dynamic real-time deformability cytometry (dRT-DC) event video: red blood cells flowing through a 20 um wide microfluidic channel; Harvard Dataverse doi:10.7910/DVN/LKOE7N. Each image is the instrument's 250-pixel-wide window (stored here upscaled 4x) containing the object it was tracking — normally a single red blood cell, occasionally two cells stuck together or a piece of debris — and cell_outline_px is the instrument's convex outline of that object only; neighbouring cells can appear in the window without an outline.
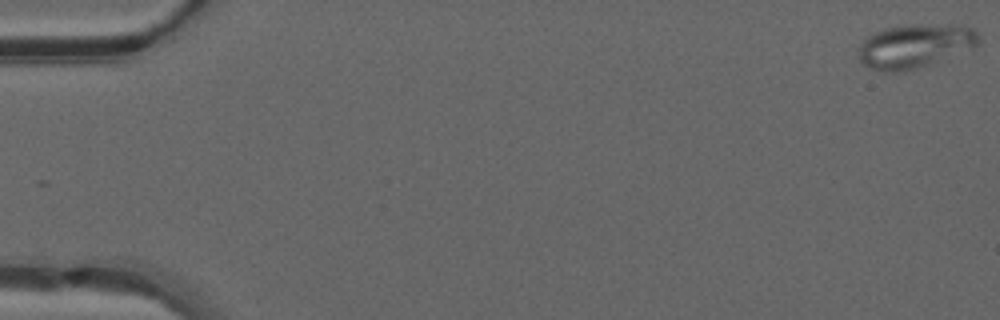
{"species": "common noctule bat (a hibernating species)", "species_latin": "Nyctalus noctula", "temperature_condition": "warm", "stored_images_in_passage": 40, "camera_frame_rate_fps": 3000, "um_per_image_px": 0.085, "animal": {"sex": "male", "forearm_length_mm": 52.5}, "frame": {"image": 1, "passage_image": 1, "time_ms": 0.0, "image_size_px": [1000, 320], "cell_outline_px": [[980, 44], [976, 48], [912, 68], [892, 72], [884, 72], [868, 68], [860, 60], [860, 44], [868, 36], [884, 28], [908, 24], [960, 24], [972, 28], [976, 32], [980, 40]], "centroid_in_image_um": [77.81, 3.87], "position_along_channel_um": 7.2, "area_um2": 30.52}}
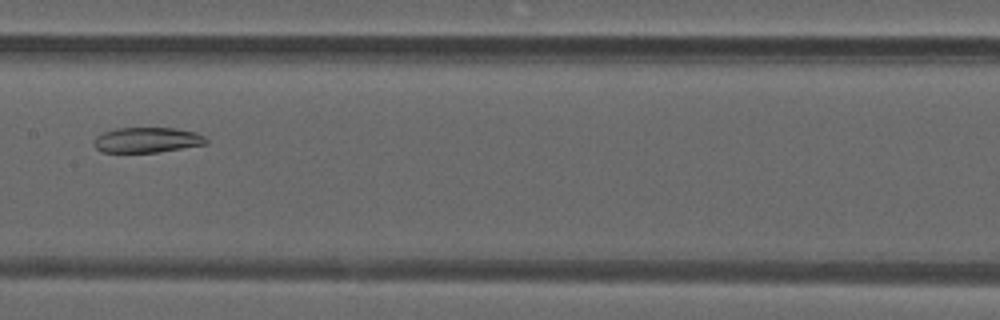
{"frame": {"image": 2, "passage_image": 26, "time_ms": 8.333, "image_size_px": [1000, 320], "cell_outline_px": [[208, 144], [156, 152], [100, 152], [92, 144], [96, 136], [104, 132], [116, 128], [176, 128], [196, 132], [204, 136], [208, 140]], "centroid_in_image_um": [12.5, 11.89], "position_along_channel_um": 194.9, "area_um2": 16.59}}
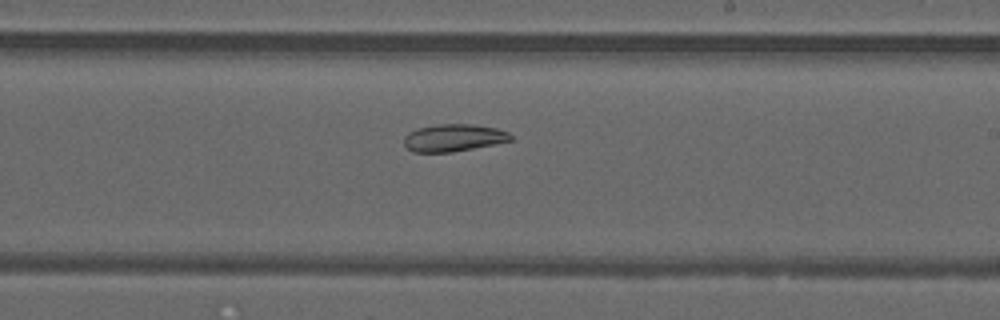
{"frame": {"image": 3, "passage_image": 30, "time_ms": 9.667, "image_size_px": [1000, 320], "cell_outline_px": [[512, 140], [452, 152], [412, 152], [404, 144], [404, 136], [408, 132], [416, 128], [440, 124], [472, 124], [496, 128], [508, 132], [512, 136]], "centroid_in_image_um": [38.52, 11.7], "position_along_channel_um": 250.5, "area_um2": 16.88}}